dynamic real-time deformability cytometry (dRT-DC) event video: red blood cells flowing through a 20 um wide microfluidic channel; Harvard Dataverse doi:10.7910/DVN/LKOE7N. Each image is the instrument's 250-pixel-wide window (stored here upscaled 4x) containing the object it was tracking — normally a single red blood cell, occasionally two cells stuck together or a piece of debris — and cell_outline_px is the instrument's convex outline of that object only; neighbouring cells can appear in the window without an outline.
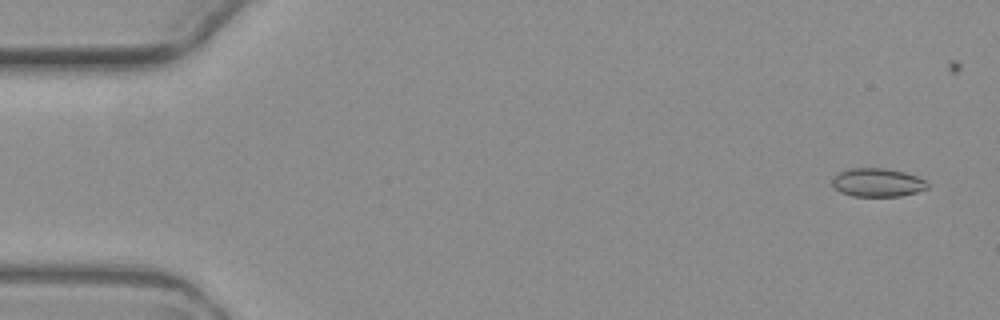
{"species": "common noctule bat (a hibernating species)", "species_latin": "Nyctalus noctula", "temperature_condition": "warm", "stored_images_in_passage": 5, "camera_frame_rate_fps": 3000, "um_per_image_px": 0.085, "animal": {"sex": "female", "body_mass_g": 19.3, "forearm_length_mm": 54.1}, "frame": {"image": 1, "passage_image": 1, "time_ms": 0.0, "image_size_px": [1000, 320], "cell_outline_px": [[928, 188], [916, 192], [900, 196], [852, 196], [840, 192], [832, 184], [832, 176], [848, 168], [888, 168], [904, 172], [928, 180]], "centroid_in_image_um": [74.59, 15.5], "position_along_channel_um": 10.4, "area_um2": 15.95}}